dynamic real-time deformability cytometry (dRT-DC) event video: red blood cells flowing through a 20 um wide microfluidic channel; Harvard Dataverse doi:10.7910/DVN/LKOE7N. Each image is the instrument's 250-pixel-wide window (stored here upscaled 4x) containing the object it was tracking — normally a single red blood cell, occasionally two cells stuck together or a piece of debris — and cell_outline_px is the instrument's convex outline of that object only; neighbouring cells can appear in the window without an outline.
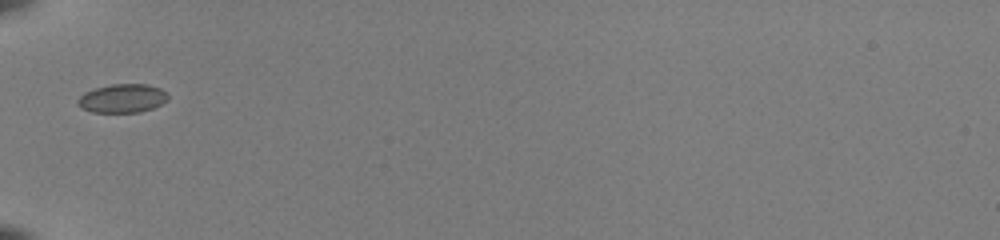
{"species": "common noctule bat (a hibernating species)", "species_latin": "Nyctalus noctula", "temperature_condition": "room temperature", "stored_images_in_passage": 33, "camera_frame_rate_fps": 3000, "um_per_image_px": 0.085, "animal": {"sex": "female", "body_mass_g": 22.0, "forearm_length_mm": 56.7}, "frame": {"image": 1, "passage_image": 1, "time_ms": 0.0, "image_size_px": [1000, 240], "cell_outline_px": [[168, 100], [152, 108], [140, 112], [92, 112], [80, 108], [76, 104], [76, 100], [84, 92], [96, 88], [112, 84], [148, 84], [160, 88], [168, 92]], "centroid_in_image_um": [10.39, 8.36], "position_along_channel_um": 74.6, "area_um2": 15.2}}
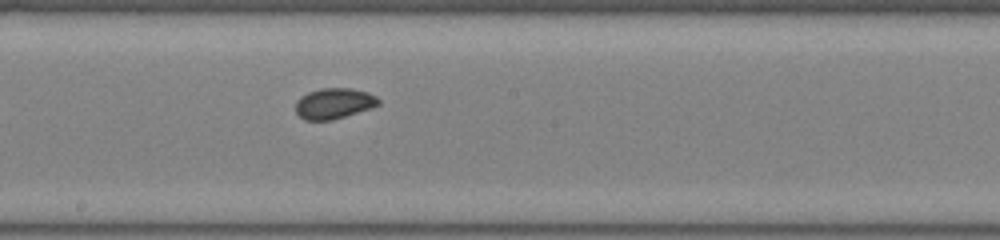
{"frame": {"image": 2, "passage_image": 12, "time_ms": 3.667, "image_size_px": [1000, 240], "cell_outline_px": [[380, 104], [332, 120], [304, 120], [296, 112], [296, 100], [300, 96], [308, 92], [320, 88], [352, 88], [368, 92], [376, 96], [380, 100]], "centroid_in_image_um": [28.36, 8.77], "position_along_channel_um": 219.8, "area_um2": 14.74}}
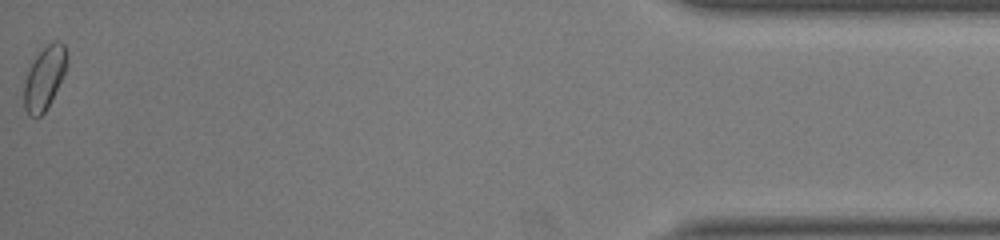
{"frame": {"image": 3, "passage_image": 33, "time_ms": 10.667, "image_size_px": [1000, 240], "cell_outline_px": [[68, 60], [64, 72], [44, 112], [40, 116], [28, 116], [24, 108], [24, 84], [28, 72], [36, 56], [52, 40], [60, 40], [64, 44], [68, 56]], "centroid_in_image_um": [3.78, 6.59], "position_along_channel_um": 431.4, "area_um2": 15.32}, "authors_computed_cell_mechanics": {"area_um2": 14.8546, "velocity_mm_per_s": 4.0154, "shape_relaxation_time_tau1_ms": 3.9543, "shape_relaxation_time_tau2_ms": null, "deformation_change_tau1": 0.0597, "deformation_change_tau2": null}}